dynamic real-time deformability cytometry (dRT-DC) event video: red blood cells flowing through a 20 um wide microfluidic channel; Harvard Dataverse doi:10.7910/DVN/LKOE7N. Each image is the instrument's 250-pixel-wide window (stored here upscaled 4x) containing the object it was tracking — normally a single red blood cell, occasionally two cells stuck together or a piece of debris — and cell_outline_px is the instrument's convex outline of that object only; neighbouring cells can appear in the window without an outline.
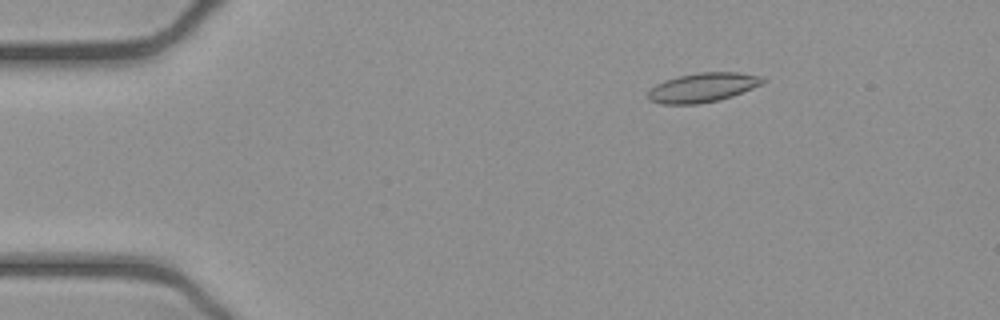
{"species": "common noctule bat (a hibernating species)", "species_latin": "Nyctalus noctula", "temperature_condition": "cold", "stored_images_in_passage": 46, "camera_frame_rate_fps": 3000, "um_per_image_px": 0.085, "animal": {"sex": "female", "body_mass_g": 21.9}, "frame": {"image": 1, "passage_image": 2, "time_ms": 0.333, "image_size_px": [1000, 320], "cell_outline_px": [[768, 80], [764, 84], [732, 96], [720, 100], [696, 104], [660, 104], [648, 100], [648, 88], [664, 80], [696, 72], [736, 72], [760, 76]], "centroid_in_image_um": [59.73, 7.44], "position_along_channel_um": 25.3, "area_um2": 19.83}}
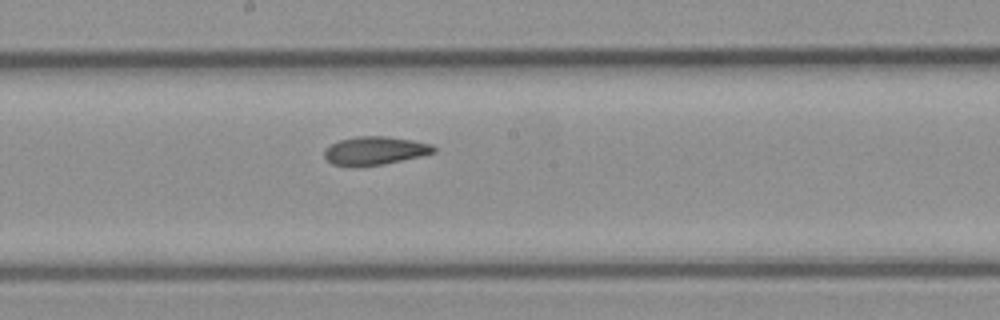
{"frame": {"image": 2, "passage_image": 22, "time_ms": 7.0, "image_size_px": [1000, 320], "cell_outline_px": [[436, 152], [420, 156], [384, 164], [360, 168], [352, 168], [332, 164], [324, 156], [324, 148], [340, 140], [356, 136], [388, 136], [412, 140], [432, 144], [436, 148]], "centroid_in_image_um": [31.84, 12.83], "position_along_channel_um": 216.4, "area_um2": 18.44}}
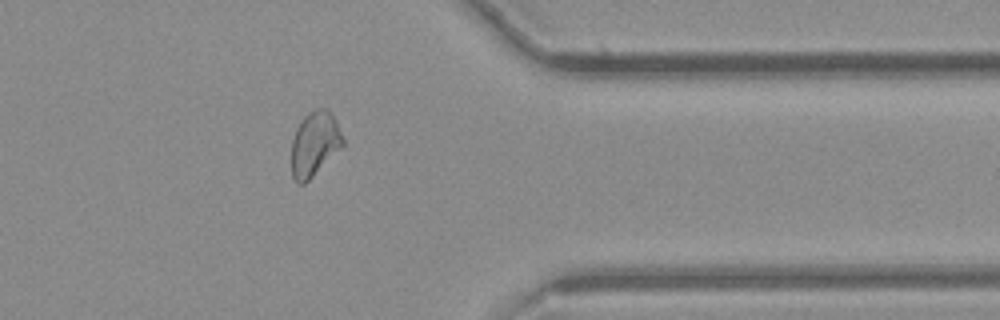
{"frame": {"image": 3, "passage_image": 36, "time_ms": 11.667, "image_size_px": [1000, 320], "cell_outline_px": [[344, 144], [304, 184], [296, 184], [292, 176], [292, 140], [296, 128], [300, 120], [308, 112], [316, 108], [324, 108], [336, 120], [344, 140]], "centroid_in_image_um": [26.71, 12.22], "position_along_channel_um": 384.7, "area_um2": 19.07}, "authors_computed_cell_mechanics": {"area_um2": 19.2763, "velocity_mm_per_s": 3.9038, "shape_relaxation_time_tau1_ms": null, "shape_relaxation_time_tau2_ms": 3.6272, "deformation_change_tau1": null, "deformation_change_tau2": 0.0778}}